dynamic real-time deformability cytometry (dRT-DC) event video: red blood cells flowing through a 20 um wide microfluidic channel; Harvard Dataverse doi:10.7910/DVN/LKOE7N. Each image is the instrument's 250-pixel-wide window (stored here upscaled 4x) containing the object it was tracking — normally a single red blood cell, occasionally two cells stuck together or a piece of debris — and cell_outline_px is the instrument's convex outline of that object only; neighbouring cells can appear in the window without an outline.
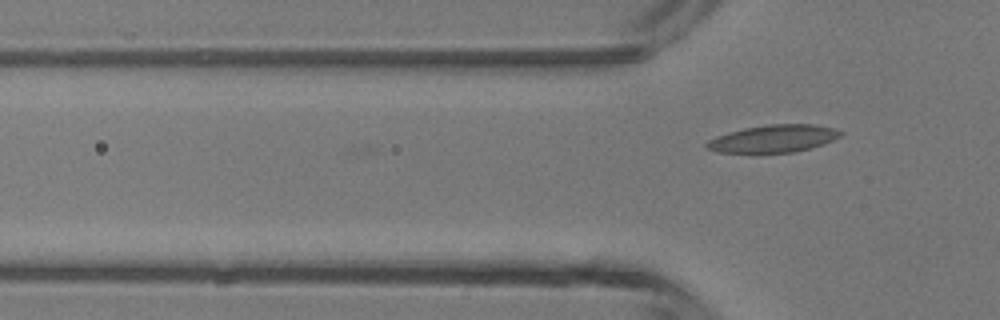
{"species": "common noctule bat (a hibernating species)", "species_latin": "Nyctalus noctula", "temperature_condition": "room temperature", "stored_images_in_passage": 2, "camera_frame_rate_fps": 3000, "um_per_image_px": 0.085, "animal": {"sex": "male", "body_mass_g": 13.3}, "frame": {"image": 1, "passage_image": 2, "time_ms": 0.333, "image_size_px": [1000, 320], "cell_outline_px": [[844, 132], [840, 136], [824, 144], [812, 148], [796, 152], [748, 156], [720, 152], [704, 148], [704, 144], [708, 140], [716, 136], [728, 132], [744, 128], [768, 124], [816, 124], [832, 128]], "centroid_in_image_um": [65.66, 11.84], "position_along_channel_um": 60.1, "area_um2": 22.54}}